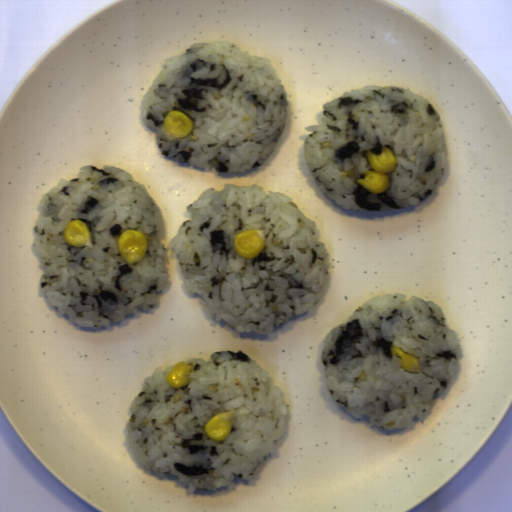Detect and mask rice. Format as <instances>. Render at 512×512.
Wrapping results in <instances>:
<instances>
[{"mask_svg":"<svg viewBox=\"0 0 512 512\" xmlns=\"http://www.w3.org/2000/svg\"><path fill=\"white\" fill-rule=\"evenodd\" d=\"M162 155L215 171L255 169L275 150L288 118L275 68L228 41L196 42L165 60L139 104Z\"/></svg>","mask_w":512,"mask_h":512,"instance_id":"acb35da6","label":"rice"},{"mask_svg":"<svg viewBox=\"0 0 512 512\" xmlns=\"http://www.w3.org/2000/svg\"><path fill=\"white\" fill-rule=\"evenodd\" d=\"M392 344L419 357L421 371L402 370L389 351ZM463 355L459 334L438 303L386 293L357 306L327 334L321 363L337 405L391 431L431 411Z\"/></svg>","mask_w":512,"mask_h":512,"instance_id":"e3fd555f","label":"rice"},{"mask_svg":"<svg viewBox=\"0 0 512 512\" xmlns=\"http://www.w3.org/2000/svg\"><path fill=\"white\" fill-rule=\"evenodd\" d=\"M32 249L51 306L98 329L154 307L170 282L167 223L145 185L114 165L80 166L43 193Z\"/></svg>","mask_w":512,"mask_h":512,"instance_id":"023b6e5f","label":"rice"},{"mask_svg":"<svg viewBox=\"0 0 512 512\" xmlns=\"http://www.w3.org/2000/svg\"><path fill=\"white\" fill-rule=\"evenodd\" d=\"M304 159L341 206L380 212L419 205L444 178L448 150L440 114L424 97L366 85L323 105Z\"/></svg>","mask_w":512,"mask_h":512,"instance_id":"b023fe2a","label":"rice"},{"mask_svg":"<svg viewBox=\"0 0 512 512\" xmlns=\"http://www.w3.org/2000/svg\"><path fill=\"white\" fill-rule=\"evenodd\" d=\"M187 209L168 247L185 288L203 297L215 321L270 334L324 298L329 250L314 219L285 193L230 183L203 191Z\"/></svg>","mask_w":512,"mask_h":512,"instance_id":"652b925c","label":"rice"},{"mask_svg":"<svg viewBox=\"0 0 512 512\" xmlns=\"http://www.w3.org/2000/svg\"><path fill=\"white\" fill-rule=\"evenodd\" d=\"M185 362L194 367L185 386L172 388L166 376L174 365L161 366L134 396L127 420L132 452L157 478L176 476L187 495L251 480L284 433L289 407L282 388L240 349ZM227 411L232 431L211 440L206 421Z\"/></svg>","mask_w":512,"mask_h":512,"instance_id":"8eca5e8b","label":"rice"}]
</instances>
